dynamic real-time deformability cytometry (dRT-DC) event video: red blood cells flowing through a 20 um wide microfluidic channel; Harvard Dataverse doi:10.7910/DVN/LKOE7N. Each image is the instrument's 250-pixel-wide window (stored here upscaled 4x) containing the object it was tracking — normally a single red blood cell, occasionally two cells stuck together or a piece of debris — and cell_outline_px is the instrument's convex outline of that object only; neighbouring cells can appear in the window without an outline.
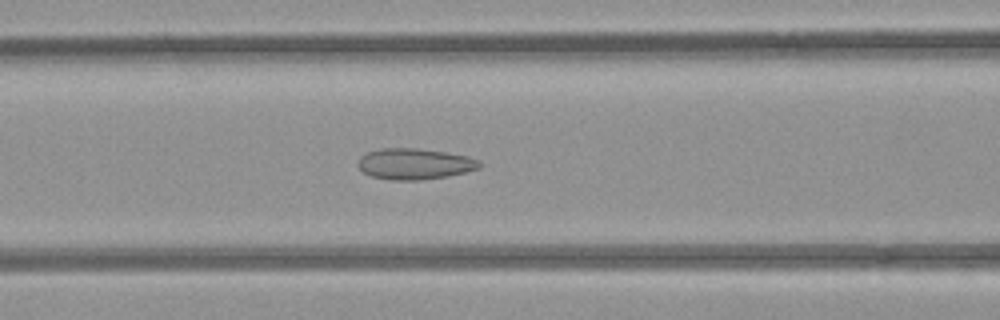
{"species": "common noctule bat (a hibernating species)", "species_latin": "Nyctalus noctula", "temperature_condition": "room temperature", "stored_images_in_passage": 53, "camera_frame_rate_fps": 3000, "um_per_image_px": 0.085, "animal": {"sex": "female", "body_mass_g": 21.9}, "frame": {"image": 1, "passage_image": 22, "time_ms": 7.0, "image_size_px": [1000, 320], "cell_outline_px": [[484, 164], [480, 168], [448, 176], [420, 180], [388, 180], [372, 176], [364, 172], [356, 164], [360, 156], [368, 152], [380, 148], [416, 148], [448, 152], [468, 156], [480, 160]], "centroid_in_image_um": [35.26, 13.92], "position_along_channel_um": 131.3, "area_um2": 22.2}}
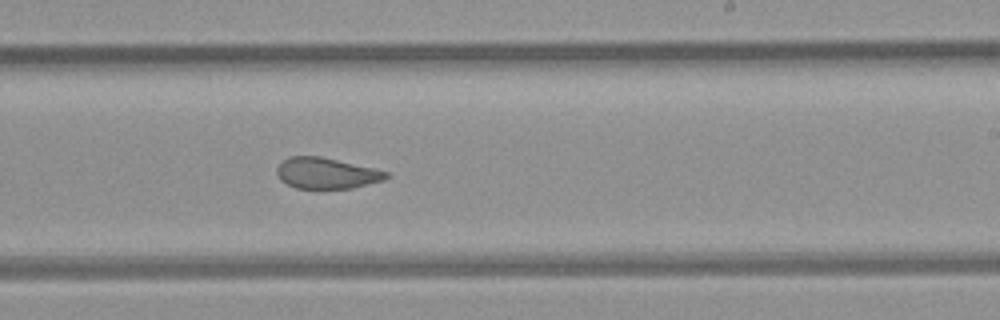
{"frame": {"image": 2, "passage_image": 32, "time_ms": 10.333, "image_size_px": [1000, 320], "cell_outline_px": [[388, 176], [384, 180], [352, 188], [296, 188], [280, 180], [276, 172], [276, 168], [288, 156], [320, 156], [376, 168], [388, 172]], "centroid_in_image_um": [27.75, 14.71], "position_along_channel_um": 261.2, "area_um2": 19.71}}
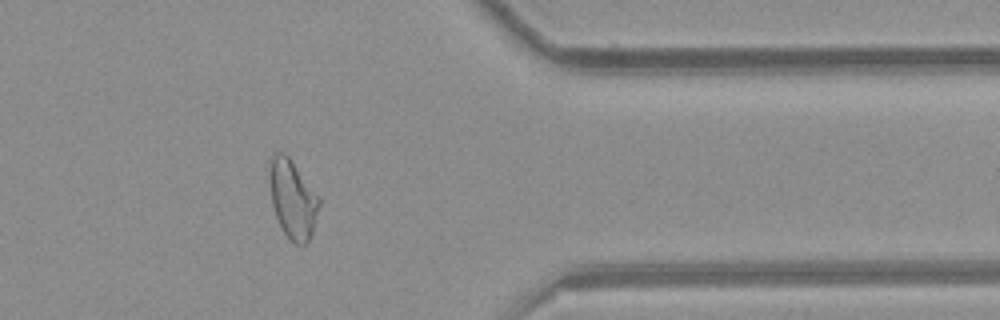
{"frame": {"image": 3, "passage_image": 43, "time_ms": 14.0, "image_size_px": [1000, 320], "cell_outline_px": [[320, 204], [312, 232], [308, 240], [304, 244], [296, 244], [284, 232], [276, 216], [272, 204], [272, 152], [284, 152], [288, 156], [320, 196]], "centroid_in_image_um": [24.93, 16.93], "position_along_channel_um": 386.5, "area_um2": 21.85}, "authors_computed_cell_mechanics": {"area_um2": 23.8136, "velocity_mm_per_s": 3.8978, "shape_relaxation_time_tau1_ms": null, "shape_relaxation_time_tau2_ms": 1.2677, "deformation_change_tau1": null, "deformation_change_tau2": 0.0785}}